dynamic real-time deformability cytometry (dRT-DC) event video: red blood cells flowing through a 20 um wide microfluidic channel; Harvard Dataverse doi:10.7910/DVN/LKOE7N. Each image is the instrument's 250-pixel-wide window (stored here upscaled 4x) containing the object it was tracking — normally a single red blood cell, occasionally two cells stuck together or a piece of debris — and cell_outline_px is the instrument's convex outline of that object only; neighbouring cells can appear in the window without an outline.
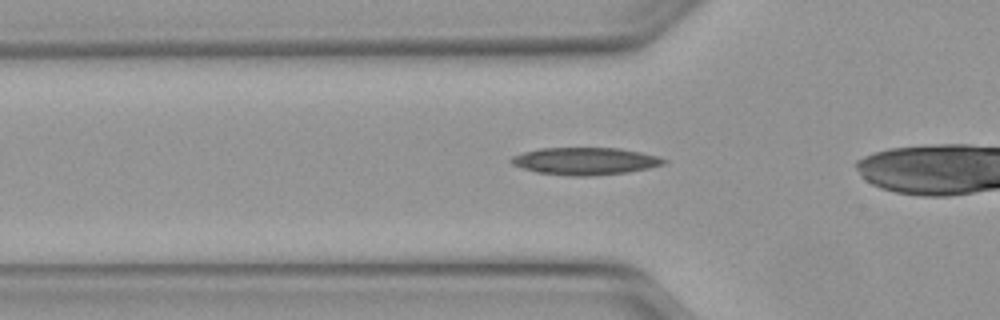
{"species": "Egyptian fruit bat (a non-hibernating species)", "species_latin": "Rousettus aegyptiacus", "temperature_condition": "warm", "stored_images_in_passage": 29, "camera_frame_rate_fps": 3000, "um_per_image_px": 0.085, "animal": {"sex": "female"}, "frame": {"image": 1, "passage_image": 5, "time_ms": 1.333, "image_size_px": [1000, 320], "cell_outline_px": [[668, 160], [664, 164], [648, 168], [628, 172], [588, 176], [568, 176], [536, 172], [520, 168], [512, 164], [508, 160], [512, 156], [524, 152], [540, 148], [620, 148], [660, 156]], "centroid_in_image_um": [49.72, 13.69], "position_along_channel_um": 76.1, "area_um2": 24.45}}
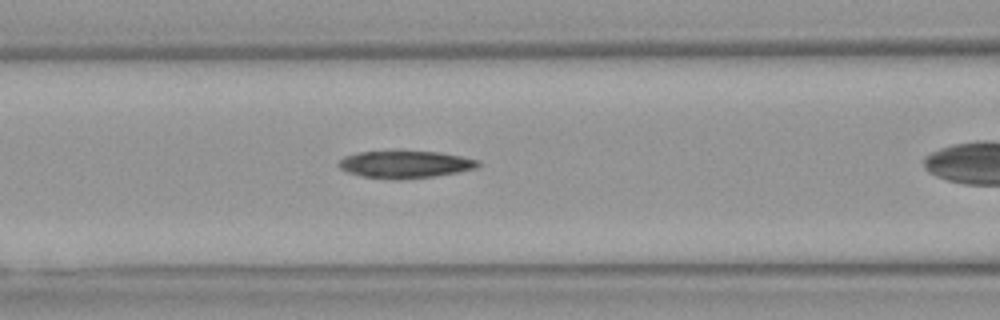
{"frame": {"image": 2, "passage_image": 9, "time_ms": 2.667, "image_size_px": [1000, 320], "cell_outline_px": [[480, 164], [476, 168], [456, 172], [432, 176], [400, 180], [396, 180], [364, 176], [348, 172], [340, 168], [336, 164], [344, 156], [360, 152], [440, 152], [480, 160]], "centroid_in_image_um": [34.43, 13.98], "position_along_channel_um": 132.2, "area_um2": 21.79}}